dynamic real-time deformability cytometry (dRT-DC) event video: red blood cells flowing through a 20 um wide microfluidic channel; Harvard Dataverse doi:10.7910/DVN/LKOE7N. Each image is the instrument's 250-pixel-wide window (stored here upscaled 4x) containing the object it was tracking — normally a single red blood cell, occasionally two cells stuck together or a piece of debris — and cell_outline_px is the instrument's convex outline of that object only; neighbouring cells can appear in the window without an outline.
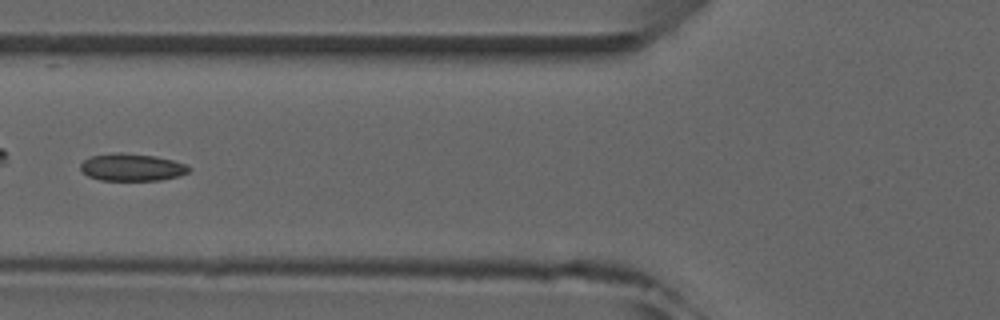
{"species": "common noctule bat (a hibernating species)", "species_latin": "Nyctalus noctula", "temperature_condition": "room temperature", "stored_images_in_passage": 3, "camera_frame_rate_fps": 3000, "um_per_image_px": 0.085, "animal": {"sex": "male", "forearm_length_mm": 52.5}, "frame": {"image": 1, "passage_image": 2, "time_ms": 1.333, "image_size_px": [1000, 320], "cell_outline_px": [[192, 168], [188, 172], [180, 176], [160, 180], [100, 180], [88, 176], [80, 168], [80, 164], [84, 160], [92, 156], [112, 152], [120, 152], [156, 156], [188, 164]], "centroid_in_image_um": [11.24, 14.21], "position_along_channel_um": 114.6, "area_um2": 17.4}}
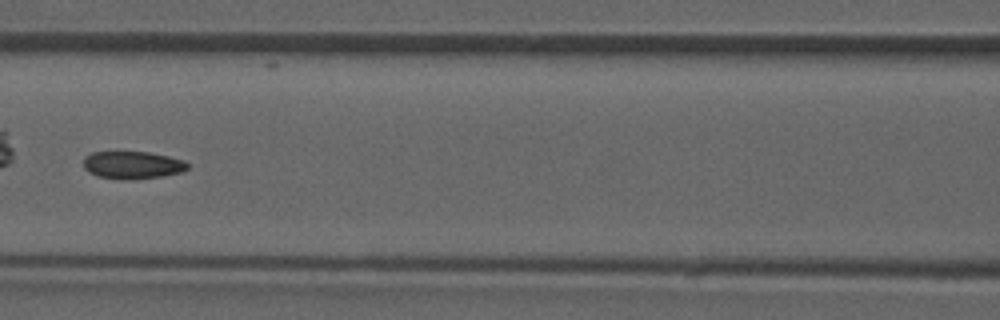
{"frame": {"image": 2, "passage_image": 3, "time_ms": 2.333, "image_size_px": [1000, 320], "cell_outline_px": [[188, 168], [180, 172], [164, 176], [96, 176], [88, 172], [84, 168], [84, 156], [92, 152], [148, 152], [168, 156], [184, 160], [188, 164]], "centroid_in_image_um": [11.26, 13.96], "position_along_channel_um": 155.3, "area_um2": 15.78}}